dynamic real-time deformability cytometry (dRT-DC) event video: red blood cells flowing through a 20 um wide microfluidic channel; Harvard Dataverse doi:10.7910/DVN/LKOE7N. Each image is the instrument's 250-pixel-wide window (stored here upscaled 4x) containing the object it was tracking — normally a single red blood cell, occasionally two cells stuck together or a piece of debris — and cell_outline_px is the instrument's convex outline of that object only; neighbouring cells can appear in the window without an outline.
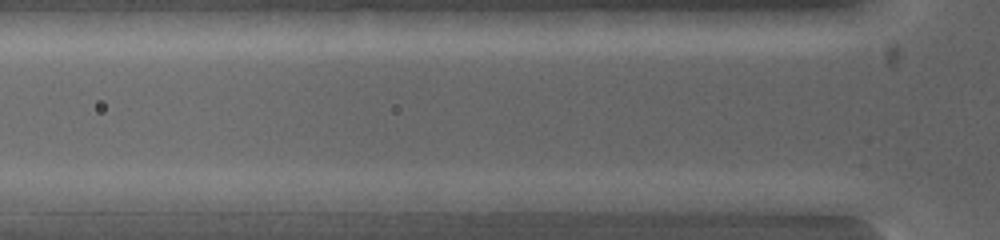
{"species": "common noctule bat (a hibernating species)", "species_latin": "Nyctalus noctula", "temperature_condition": "warm", "stored_images_in_passage": 3, "camera_frame_rate_fps": 5000, "um_per_image_px": 0.085, "animal": {"sex": "female", "body_mass_g": 19.0, "forearm_length_mm": 53.3}, "frame": {"image": 1, "passage_image": 3, "time_ms": 1.0, "image_size_px": [1000, 240], "cell_outline_px": [[604, 200], [584, 208], [568, 212], [496, 212], [496, 200], [584, 192]], "centroid_in_image_um": [46.57, 17.28], "position_along_channel_um": 79.2, "area_um2": 11.1}}